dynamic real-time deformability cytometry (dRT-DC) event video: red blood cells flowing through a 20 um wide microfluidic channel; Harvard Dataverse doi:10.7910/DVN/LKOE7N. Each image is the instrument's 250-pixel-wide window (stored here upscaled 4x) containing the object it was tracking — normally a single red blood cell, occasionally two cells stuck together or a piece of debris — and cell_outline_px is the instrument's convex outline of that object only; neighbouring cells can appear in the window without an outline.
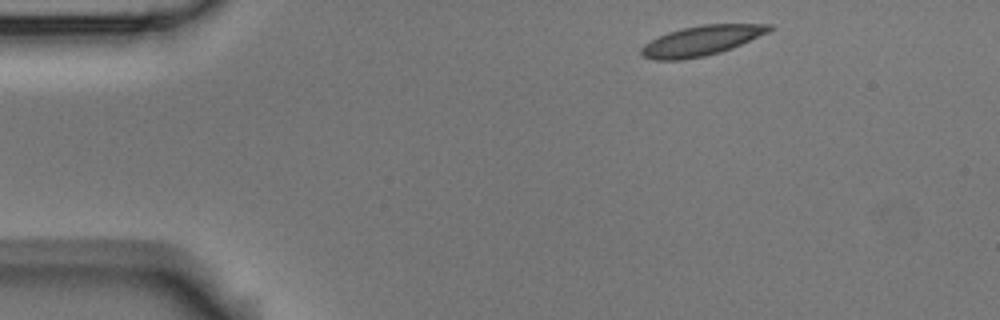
{"species": "Egyptian fruit bat (a non-hibernating species)", "species_latin": "Rousettus aegyptiacus", "temperature_condition": "room temperature", "stored_images_in_passage": 3, "camera_frame_rate_fps": 3000, "um_per_image_px": 0.085, "animal": {"sex": "male"}, "frame": {"image": 1, "passage_image": 1, "time_ms": 0.0, "image_size_px": [1000, 320], "cell_outline_px": [[776, 28], [768, 32], [732, 48], [720, 52], [704, 56], [680, 60], [652, 60], [640, 56], [640, 48], [644, 44], [668, 32], [700, 24], [772, 24]], "centroid_in_image_um": [59.61, 3.46], "position_along_channel_um": 25.4, "area_um2": 22.31}}